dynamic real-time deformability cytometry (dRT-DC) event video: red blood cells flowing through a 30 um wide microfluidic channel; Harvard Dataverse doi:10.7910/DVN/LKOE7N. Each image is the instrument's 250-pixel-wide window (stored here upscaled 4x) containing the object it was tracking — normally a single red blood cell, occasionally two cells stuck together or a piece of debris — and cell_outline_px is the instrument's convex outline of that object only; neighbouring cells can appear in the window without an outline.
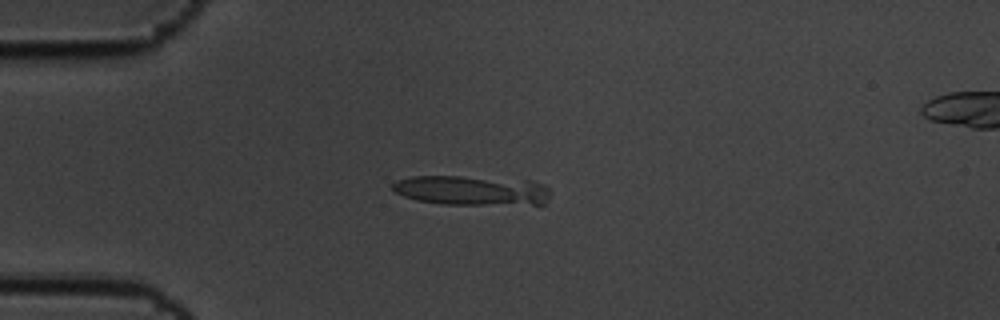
{"species": "common noctule bat (a hibernating species)", "species_latin": "Nyctalus noctula", "temperature_condition": "cold", "stored_images_in_passage": 17, "camera_frame_rate_fps": 3000, "um_per_image_px": 0.085, "animal": {"sex": "male", "body_mass_g": 19.5, "forearm_length_mm": 54.6}, "frame": {"image": 1, "passage_image": 15, "time_ms": 4.667, "image_size_px": [1000, 320], "cell_outline_px": [[548, 196], [544, 204], [444, 204], [416, 200], [404, 196], [396, 192], [392, 188], [392, 184], [396, 180], [412, 176], [460, 176], [532, 180], [544, 184], [548, 188]], "centroid_in_image_um": [40.09, 16.17], "position_along_channel_um": 44.9, "area_um2": 27.28}}